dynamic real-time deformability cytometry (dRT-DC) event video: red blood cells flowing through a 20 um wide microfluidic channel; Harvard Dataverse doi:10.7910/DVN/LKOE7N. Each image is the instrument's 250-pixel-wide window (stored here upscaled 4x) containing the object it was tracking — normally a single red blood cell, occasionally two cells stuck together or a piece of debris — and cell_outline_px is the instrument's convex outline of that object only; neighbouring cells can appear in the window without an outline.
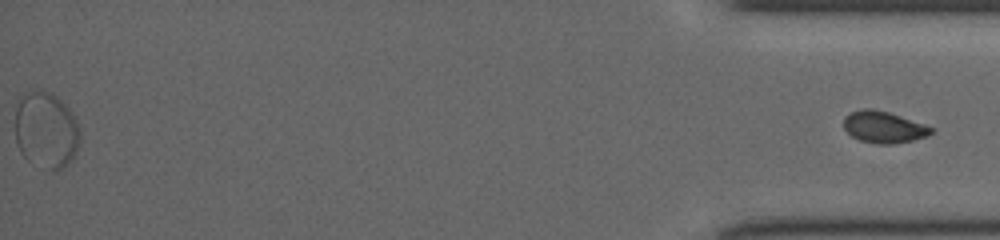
{"species": "common noctule bat (a hibernating species)", "species_latin": "Nyctalus noctula", "temperature_condition": "cold", "stored_images_in_passage": 52, "segment_of_instrument_passage": [2, 2], "camera_frame_rate_fps": 3000, "um_per_image_px": 0.085, "animal": {"sex": "female", "body_mass_g": 19.5, "forearm_length_mm": 54.1}, "frame": {"image": 1, "passage_image": 52, "time_ms": 17.0, "image_size_px": [1000, 240], "cell_outline_px": [[932, 132], [928, 136], [912, 140], [892, 144], [876, 144], [860, 140], [852, 136], [844, 128], [844, 116], [852, 112], [864, 108], [868, 108], [888, 112], [900, 116], [932, 128]], "centroid_in_image_um": [75.07, 10.81], "position_along_channel_um": 360.1, "area_um2": 15.78}}